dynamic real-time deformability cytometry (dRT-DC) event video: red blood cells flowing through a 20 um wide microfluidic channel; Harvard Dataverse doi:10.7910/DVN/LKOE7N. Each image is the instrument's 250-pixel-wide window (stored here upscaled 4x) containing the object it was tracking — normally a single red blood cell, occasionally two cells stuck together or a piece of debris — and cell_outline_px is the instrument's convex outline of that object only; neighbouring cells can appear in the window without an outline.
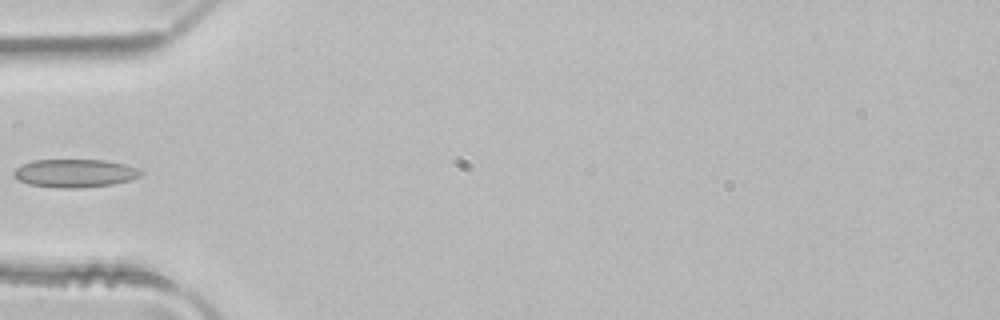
{"species": "common noctule bat (a hibernating species)", "species_latin": "Nyctalus noctula", "temperature_condition": "room temperature", "stored_images_in_passage": 5, "camera_frame_rate_fps": 3000, "um_per_image_px": 0.085, "animal": {"sex": "male", "body_mass_g": 21.5, "forearm_length_mm": 52.0}, "frame": {"image": 1, "passage_image": 5, "time_ms": 1.333, "image_size_px": [1000, 320], "cell_outline_px": [[144, 172], [140, 176], [128, 180], [112, 184], [80, 188], [56, 188], [28, 184], [12, 176], [12, 172], [20, 164], [32, 160], [104, 160], [124, 164], [136, 168]], "centroid_in_image_um": [6.3, 14.72], "position_along_channel_um": 78.7, "area_um2": 20.92}}